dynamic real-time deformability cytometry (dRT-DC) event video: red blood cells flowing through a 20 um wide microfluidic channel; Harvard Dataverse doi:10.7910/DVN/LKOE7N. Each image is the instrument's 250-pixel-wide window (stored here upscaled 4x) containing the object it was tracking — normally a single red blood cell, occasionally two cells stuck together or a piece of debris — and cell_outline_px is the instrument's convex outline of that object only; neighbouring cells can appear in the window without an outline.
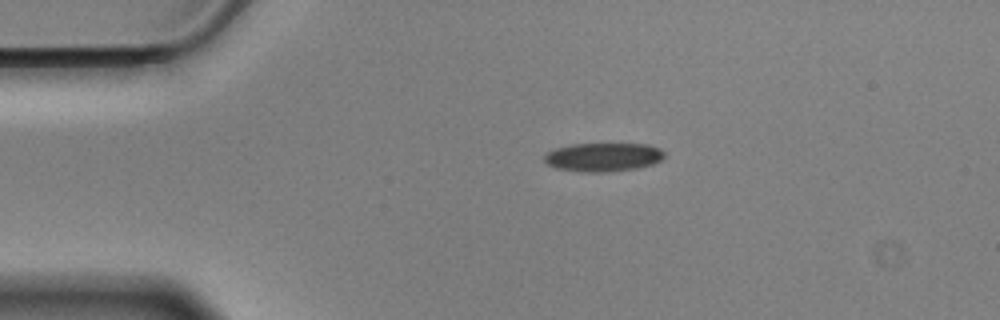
{"species": "Egyptian fruit bat (a non-hibernating species)", "species_latin": "Rousettus aegyptiacus", "temperature_condition": "cold", "stored_images_in_passage": 46, "camera_frame_rate_fps": 3000, "um_per_image_px": 0.085, "animal": {"sex": "male"}, "frame": {"image": 1, "passage_image": 1, "time_ms": 0.0, "image_size_px": [1000, 320], "cell_outline_px": [[664, 156], [660, 160], [652, 164], [636, 168], [600, 172], [584, 172], [556, 168], [548, 164], [544, 160], [544, 156], [548, 152], [556, 148], [572, 144], [648, 144], [660, 148], [664, 152]], "centroid_in_image_um": [51.27, 13.34], "position_along_channel_um": 33.7, "area_um2": 19.83}}
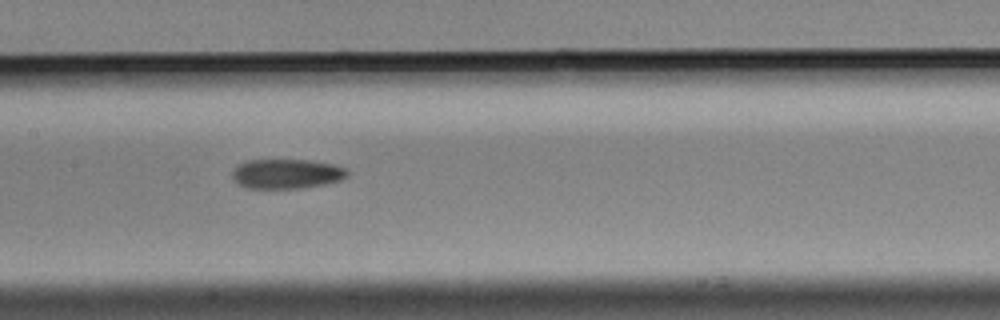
{"frame": {"image": 2, "passage_image": 17, "time_ms": 5.333, "image_size_px": [1000, 320], "cell_outline_px": [[348, 176], [340, 180], [324, 184], [300, 188], [248, 188], [240, 184], [232, 176], [232, 172], [236, 164], [248, 160], [312, 160], [336, 164], [348, 168]], "centroid_in_image_um": [24.4, 14.75], "position_along_channel_um": 183.0, "area_um2": 20.0}}
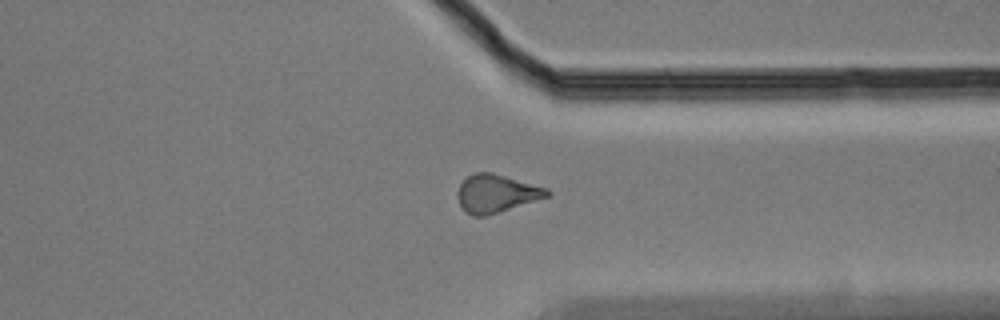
{"frame": {"image": 3, "passage_image": 33, "time_ms": 10.667, "image_size_px": [1000, 320], "cell_outline_px": [[552, 192], [548, 196], [484, 216], [472, 216], [464, 212], [456, 196], [456, 192], [460, 184], [468, 176], [476, 172], [492, 172], [548, 188]], "centroid_in_image_um": [42.15, 16.43], "position_along_channel_um": 369.3, "area_um2": 19.65}, "authors_computed_cell_mechanics": {"area_um2": 19.9699, "velocity_mm_per_s": 3.5121, "shape_relaxation_time_tau1_ms": 9.6092, "shape_relaxation_time_tau2_ms": null, "deformation_change_tau1": 0.1409, "deformation_change_tau2": null}}